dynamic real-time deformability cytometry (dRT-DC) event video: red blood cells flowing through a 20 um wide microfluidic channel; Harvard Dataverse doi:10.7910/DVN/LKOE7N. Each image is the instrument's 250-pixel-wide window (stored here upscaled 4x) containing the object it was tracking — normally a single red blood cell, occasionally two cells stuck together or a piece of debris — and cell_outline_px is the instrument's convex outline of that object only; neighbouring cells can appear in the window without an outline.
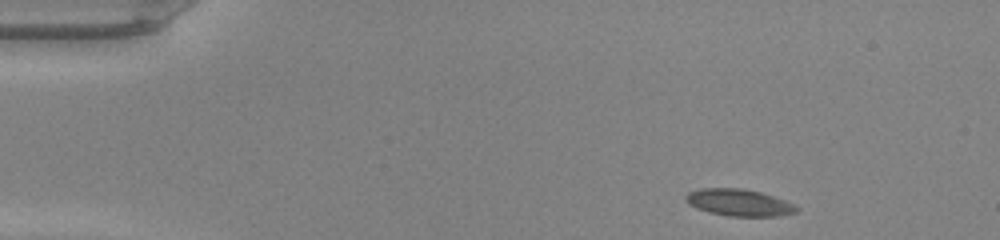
{"species": "common noctule bat (a hibernating species)", "species_latin": "Nyctalus noctula", "temperature_condition": "warm", "stored_images_in_passage": 43, "camera_frame_rate_fps": 3000, "um_per_image_px": 0.085, "animal": {"sex": "male", "body_mass_g": 20.0, "forearm_length_mm": 53.3}, "frame": {"image": 1, "passage_image": 1, "time_ms": 0.0, "image_size_px": [1000, 240], "cell_outline_px": [[800, 208], [796, 212], [780, 216], [728, 216], [708, 212], [696, 208], [688, 204], [684, 200], [684, 196], [688, 192], [700, 188], [740, 188], [760, 192], [796, 204]], "centroid_in_image_um": [62.79, 17.22], "position_along_channel_um": 22.2, "area_um2": 17.51}}
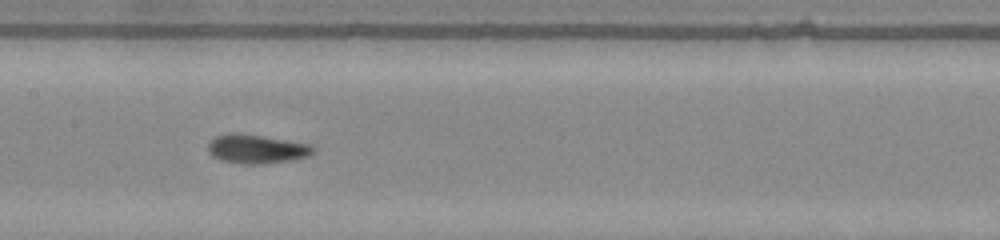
{"frame": {"image": 2, "passage_image": 19, "time_ms": 6.0, "image_size_px": [1000, 240], "cell_outline_px": [[316, 152], [308, 156], [292, 160], [268, 164], [244, 164], [220, 160], [212, 156], [208, 152], [208, 144], [216, 136], [232, 132], [240, 132], [312, 144], [316, 148]], "centroid_in_image_um": [21.85, 12.66], "position_along_channel_um": 185.6, "area_um2": 18.15}}
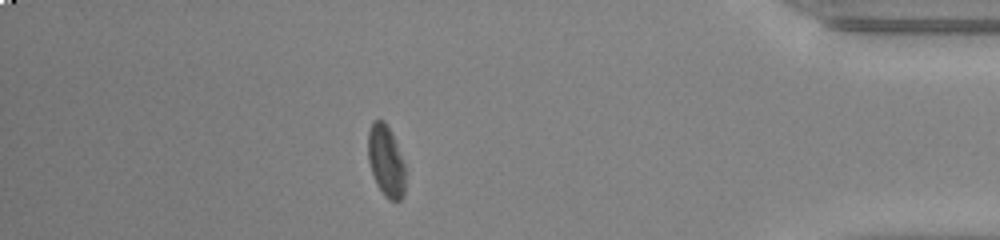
{"frame": {"image": 3, "passage_image": 37, "time_ms": 12.0, "image_size_px": [1000, 240], "cell_outline_px": [[404, 196], [400, 200], [388, 200], [384, 196], [376, 184], [368, 160], [368, 132], [372, 120], [384, 120], [392, 132], [404, 164]], "centroid_in_image_um": [32.79, 13.67], "position_along_channel_um": 402.4, "area_um2": 15.55}, "authors_computed_cell_mechanics": {"area_um2": 16.8776, "velocity_mm_per_s": 4.2596, "shape_relaxation_time_tau1_ms": 4.1512, "shape_relaxation_time_tau2_ms": 2.3209, "deformation_change_tau1": 0.1284, "deformation_change_tau2": 0.0916}}